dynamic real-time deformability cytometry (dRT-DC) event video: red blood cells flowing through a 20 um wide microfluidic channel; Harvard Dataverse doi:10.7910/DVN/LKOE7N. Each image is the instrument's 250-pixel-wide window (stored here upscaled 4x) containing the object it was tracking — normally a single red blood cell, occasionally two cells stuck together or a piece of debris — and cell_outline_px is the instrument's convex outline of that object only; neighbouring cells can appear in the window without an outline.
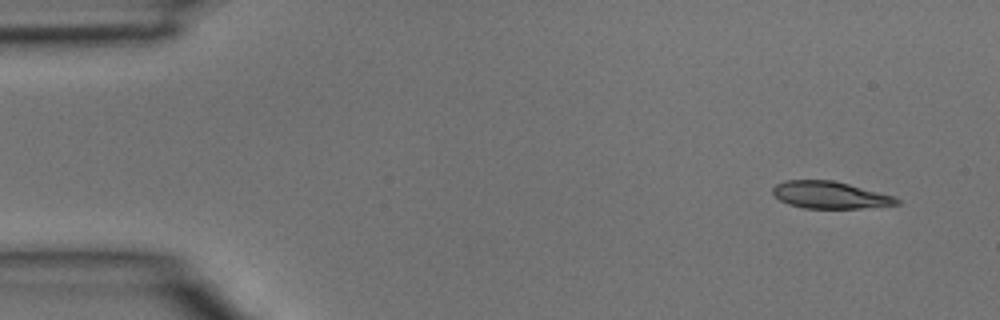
{"species": "common noctule bat (a hibernating species)", "species_latin": "Nyctalus noctula", "temperature_condition": "room temperature", "stored_images_in_passage": 3, "camera_frame_rate_fps": 3000, "um_per_image_px": 0.085, "animal": {"sex": "male", "body_mass_g": 15.6}, "frame": {"image": 1, "passage_image": 1, "time_ms": 0.0, "image_size_px": [1000, 320], "cell_outline_px": [[900, 204], [860, 208], [804, 208], [788, 204], [780, 200], [772, 192], [772, 188], [776, 184], [784, 180], [832, 180], [896, 196], [900, 200]], "centroid_in_image_um": [70.55, 16.57], "position_along_channel_um": 14.4, "area_um2": 19.54}}